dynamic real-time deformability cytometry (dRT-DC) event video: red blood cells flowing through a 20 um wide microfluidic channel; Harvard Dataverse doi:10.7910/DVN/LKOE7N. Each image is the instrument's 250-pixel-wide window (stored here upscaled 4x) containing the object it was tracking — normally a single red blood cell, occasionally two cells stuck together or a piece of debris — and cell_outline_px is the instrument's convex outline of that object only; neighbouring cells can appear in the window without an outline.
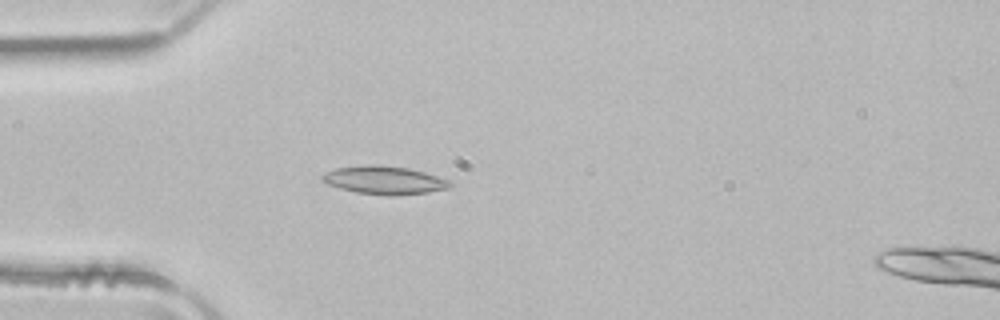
{"species": "common noctule bat (a hibernating species)", "species_latin": "Nyctalus noctula", "temperature_condition": "room temperature", "stored_images_in_passage": 2, "camera_frame_rate_fps": 3000, "um_per_image_px": 0.085, "animal": {"sex": "male", "body_mass_g": 21.5, "forearm_length_mm": 52.0}, "frame": {"image": 1, "passage_image": 2, "time_ms": 0.333, "image_size_px": [1000, 320], "cell_outline_px": [[452, 184], [448, 188], [428, 192], [392, 196], [388, 196], [356, 192], [340, 188], [328, 184], [320, 180], [320, 176], [336, 168], [368, 164], [376, 164], [408, 168], [424, 172], [452, 180]], "centroid_in_image_um": [32.68, 15.31], "position_along_channel_um": 52.3, "area_um2": 21.04}}